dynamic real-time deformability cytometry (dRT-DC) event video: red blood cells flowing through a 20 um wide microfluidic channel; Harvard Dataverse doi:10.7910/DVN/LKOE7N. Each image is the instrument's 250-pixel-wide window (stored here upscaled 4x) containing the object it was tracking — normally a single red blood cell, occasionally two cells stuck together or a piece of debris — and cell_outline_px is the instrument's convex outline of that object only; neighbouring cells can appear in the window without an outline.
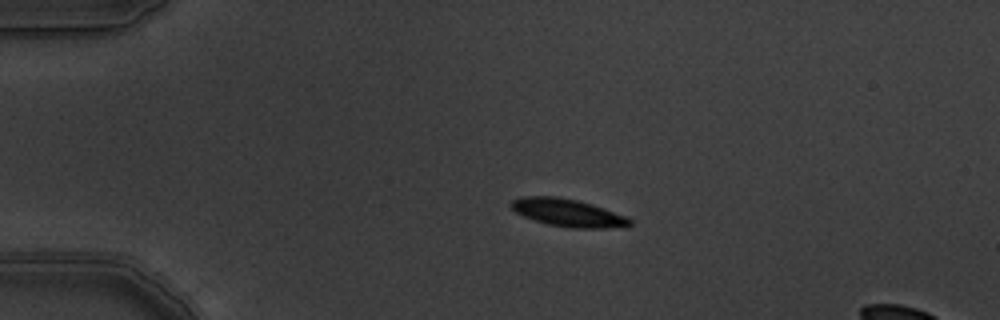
{"species": "common noctule bat (a hibernating species)", "species_latin": "Nyctalus noctula", "temperature_condition": "warm", "stored_images_in_passage": 6, "camera_frame_rate_fps": 3000, "um_per_image_px": 0.085, "animal": {"sex": "male", "body_mass_g": 19.5, "forearm_length_mm": 54.6}, "frame": {"image": 1, "passage_image": 4, "time_ms": 1.0, "image_size_px": [1000, 320], "cell_outline_px": [[632, 224], [624, 228], [568, 228], [548, 224], [524, 216], [516, 212], [508, 204], [512, 200], [520, 196], [556, 196], [576, 200], [592, 204], [624, 216], [632, 220]], "centroid_in_image_um": [48.26, 18.09], "position_along_channel_um": 36.7, "area_um2": 19.13}}